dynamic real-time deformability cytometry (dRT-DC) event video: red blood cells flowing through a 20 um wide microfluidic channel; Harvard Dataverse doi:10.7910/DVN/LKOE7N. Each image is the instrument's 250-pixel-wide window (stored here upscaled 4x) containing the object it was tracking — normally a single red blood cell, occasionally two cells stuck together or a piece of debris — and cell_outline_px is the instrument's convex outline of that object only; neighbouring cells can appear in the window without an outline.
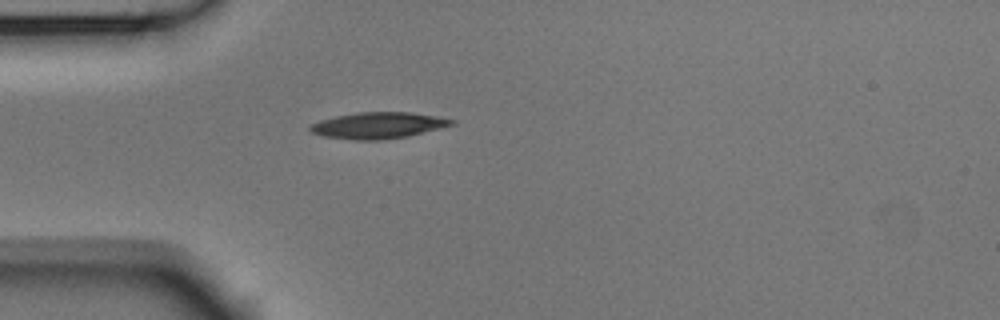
{"species": "Egyptian fruit bat (a non-hibernating species)", "species_latin": "Rousettus aegyptiacus", "temperature_condition": "room temperature", "stored_images_in_passage": 39, "camera_frame_rate_fps": 3000, "um_per_image_px": 0.085, "animal": {"sex": "male"}, "frame": {"image": 1, "passage_image": 1, "time_ms": 0.0, "image_size_px": [1000, 320], "cell_outline_px": [[456, 120], [452, 124], [440, 128], [408, 136], [380, 140], [352, 140], [324, 136], [312, 132], [308, 128], [308, 124], [320, 120], [336, 116], [356, 112], [412, 112], [436, 116]], "centroid_in_image_um": [32.1, 10.65], "position_along_channel_um": 52.9, "area_um2": 21.68}}
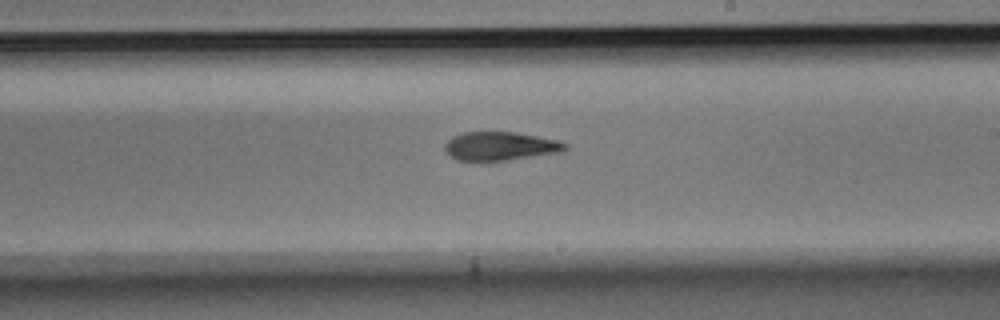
{"frame": {"image": 2, "passage_image": 17, "time_ms": 5.333, "image_size_px": [1000, 320], "cell_outline_px": [[568, 148], [560, 152], [508, 160], [456, 160], [444, 148], [444, 144], [452, 136], [464, 132], [516, 132], [556, 140], [568, 144]], "centroid_in_image_um": [42.52, 12.41], "position_along_channel_um": 246.5, "area_um2": 19.83}}
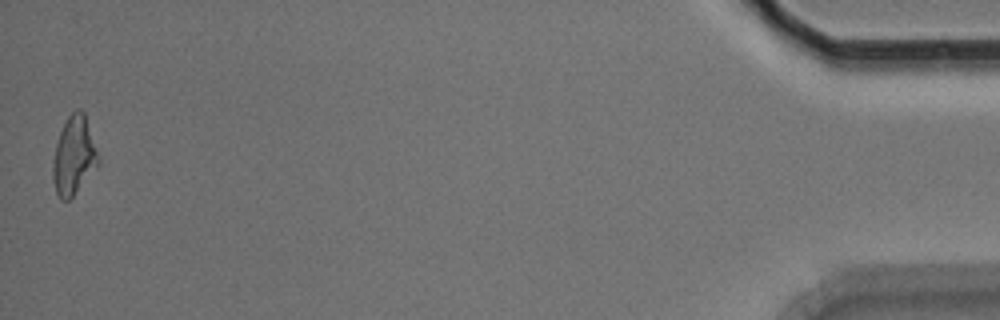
{"frame": {"image": 3, "passage_image": 39, "time_ms": 12.667, "image_size_px": [1000, 320], "cell_outline_px": [[100, 164], [72, 196], [68, 200], [60, 200], [56, 192], [52, 180], [52, 164], [56, 144], [60, 132], [68, 116], [76, 108], [80, 108], [84, 112], [100, 156]], "centroid_in_image_um": [6.29, 13.23], "position_along_channel_um": 428.9, "area_um2": 20.87}, "authors_computed_cell_mechanics": {"area_um2": 20.6346, "velocity_mm_per_s": 3.7573, "shape_relaxation_time_tau1_ms": 7.4289, "shape_relaxation_time_tau2_ms": 5.8372, "deformation_change_tau1": 0.1837, "deformation_change_tau2": 0.1623}}